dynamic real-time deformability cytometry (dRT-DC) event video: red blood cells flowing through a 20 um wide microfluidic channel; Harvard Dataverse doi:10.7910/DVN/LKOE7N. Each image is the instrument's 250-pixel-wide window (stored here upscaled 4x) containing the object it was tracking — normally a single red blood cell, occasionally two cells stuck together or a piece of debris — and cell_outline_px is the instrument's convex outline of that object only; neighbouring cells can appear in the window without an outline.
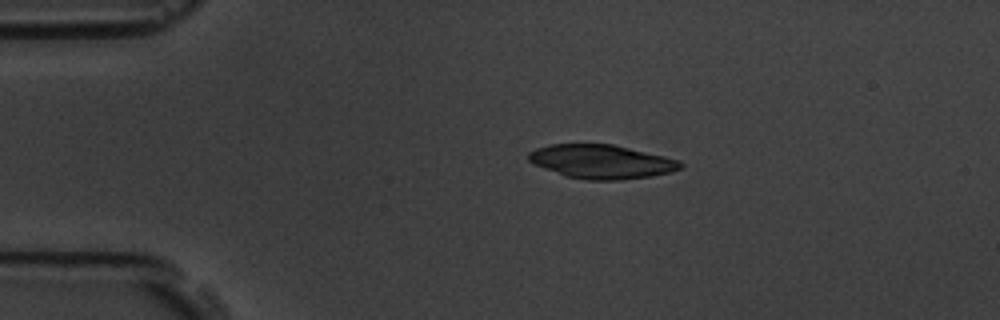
{"species": "common noctule bat (a hibernating species)", "species_latin": "Nyctalus noctula", "temperature_condition": "room temperature", "stored_images_in_passage": 2, "camera_frame_rate_fps": 3000, "um_per_image_px": 0.085, "animal": {"sex": "male", "body_mass_g": 19.5, "forearm_length_mm": 54.6}, "frame": {"image": 1, "passage_image": 1, "time_ms": 0.0, "image_size_px": [1000, 320], "cell_outline_px": [[684, 164], [680, 168], [672, 172], [652, 176], [620, 180], [588, 180], [564, 176], [532, 164], [528, 160], [528, 152], [536, 148], [548, 144], [612, 144], [664, 156], [680, 160]], "centroid_in_image_um": [51.1, 13.74], "position_along_channel_um": 33.9, "area_um2": 30.17}}